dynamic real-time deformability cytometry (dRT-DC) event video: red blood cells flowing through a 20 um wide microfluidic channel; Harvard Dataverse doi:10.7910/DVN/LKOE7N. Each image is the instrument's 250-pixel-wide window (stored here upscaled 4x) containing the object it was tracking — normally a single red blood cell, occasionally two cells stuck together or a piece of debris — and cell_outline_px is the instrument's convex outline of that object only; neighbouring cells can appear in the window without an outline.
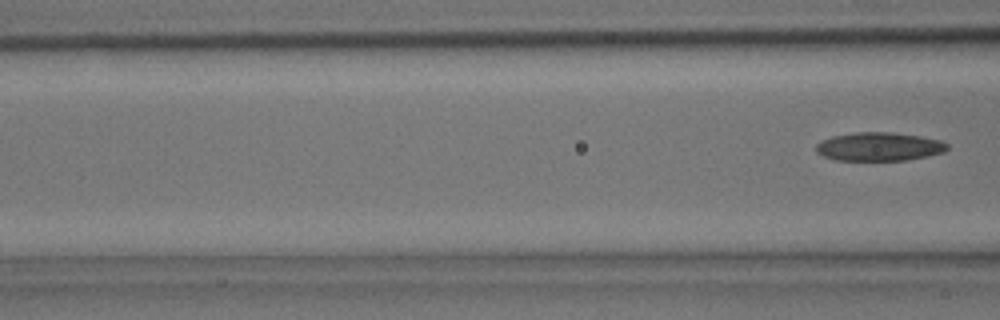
{"species": "common noctule bat (a hibernating species)", "species_latin": "Nyctalus noctula", "temperature_condition": "room temperature", "stored_images_in_passage": 3, "camera_frame_rate_fps": 3000, "um_per_image_px": 0.085, "animal": {"sex": "male", "body_mass_g": 15.6}, "frame": {"image": 1, "passage_image": 3, "time_ms": 0.667, "image_size_px": [1000, 320], "cell_outline_px": [[948, 148], [944, 152], [928, 156], [908, 160], [836, 160], [824, 156], [816, 152], [816, 144], [820, 140], [832, 136], [856, 132], [892, 132], [920, 136], [940, 140], [948, 144]], "centroid_in_image_um": [74.72, 12.46], "position_along_channel_um": 91.9, "area_um2": 21.91}}